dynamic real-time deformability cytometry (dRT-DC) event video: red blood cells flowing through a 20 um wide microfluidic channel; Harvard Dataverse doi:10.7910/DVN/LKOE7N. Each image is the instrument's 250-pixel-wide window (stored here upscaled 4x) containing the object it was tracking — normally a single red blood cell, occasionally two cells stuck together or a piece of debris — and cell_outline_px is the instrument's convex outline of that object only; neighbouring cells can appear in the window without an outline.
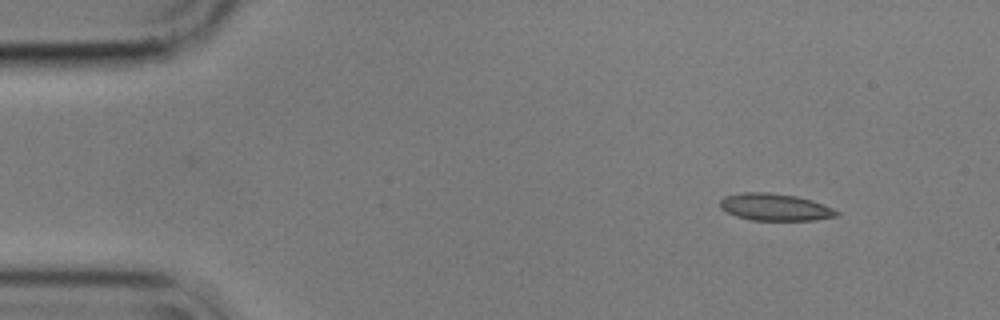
{"species": "common noctule bat (a hibernating species)", "species_latin": "Nyctalus noctula", "temperature_condition": "cold", "stored_images_in_passage": 50, "camera_frame_rate_fps": 3000, "um_per_image_px": 0.085, "animal": {"sex": "male", "body_mass_g": 17.9}, "frame": {"image": 1, "passage_image": 1, "time_ms": 0.0, "image_size_px": [1000, 320], "cell_outline_px": [[840, 216], [812, 220], [752, 220], [736, 216], [720, 208], [720, 200], [724, 196], [744, 192], [768, 192], [796, 196], [812, 200], [824, 204], [840, 212]], "centroid_in_image_um": [65.89, 17.6], "position_along_channel_um": 19.1, "area_um2": 18.44}}
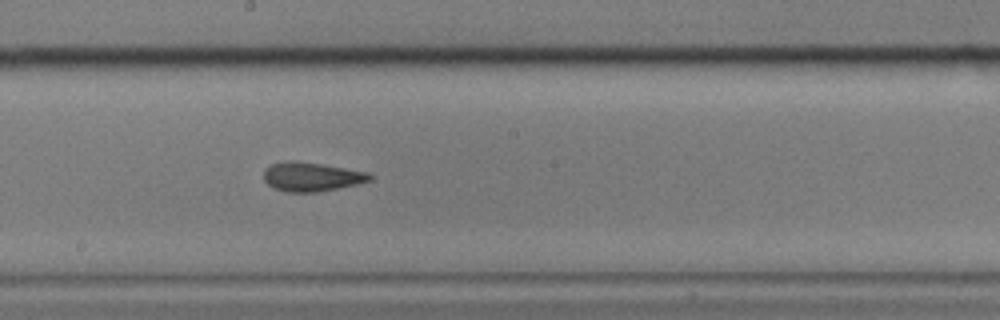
{"frame": {"image": 2, "passage_image": 25, "time_ms": 8.0, "image_size_px": [1000, 320], "cell_outline_px": [[372, 180], [356, 184], [316, 192], [284, 192], [272, 188], [264, 180], [264, 168], [272, 164], [284, 160], [296, 160], [368, 172], [372, 176]], "centroid_in_image_um": [26.42, 15.02], "position_along_channel_um": 221.8, "area_um2": 17.98}}
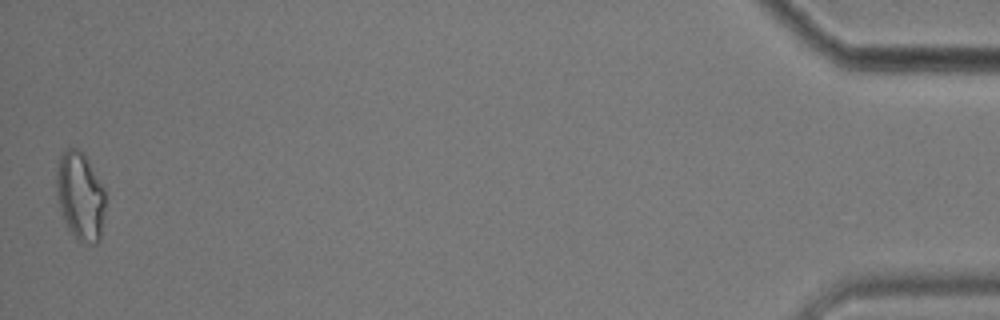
{"frame": {"image": 3, "passage_image": 50, "time_ms": 16.333, "image_size_px": [1000, 320], "cell_outline_px": [[104, 216], [100, 240], [96, 244], [80, 244], [72, 236], [68, 228], [60, 208], [56, 196], [56, 172], [60, 156], [64, 148], [80, 148], [84, 152], [104, 188]], "centroid_in_image_um": [6.81, 16.68], "position_along_channel_um": 428.4, "area_um2": 25.66}, "authors_computed_cell_mechanics": {"area_um2": 18.5827, "velocity_mm_per_s": 3.5733, "shape_relaxation_time_tau1_ms": null, "shape_relaxation_time_tau2_ms": 2.3272, "deformation_change_tau1": null, "deformation_change_tau2": 0.0885}}